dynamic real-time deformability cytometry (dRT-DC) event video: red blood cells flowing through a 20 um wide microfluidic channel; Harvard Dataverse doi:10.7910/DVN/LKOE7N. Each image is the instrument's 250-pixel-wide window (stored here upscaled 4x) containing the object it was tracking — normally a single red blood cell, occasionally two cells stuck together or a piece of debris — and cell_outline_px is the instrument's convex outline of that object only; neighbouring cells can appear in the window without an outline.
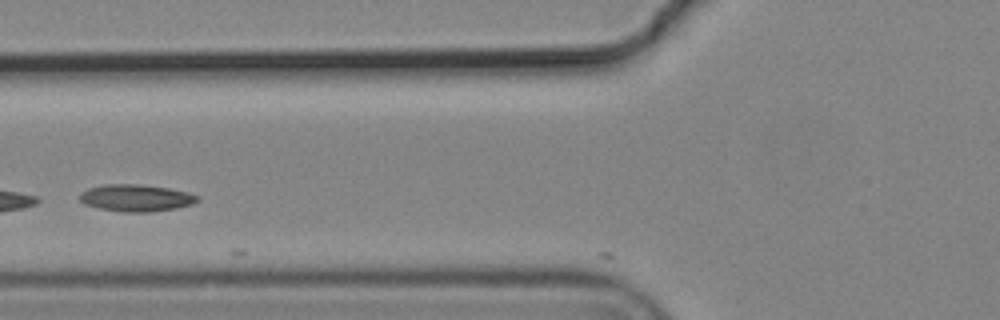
{"species": "common noctule bat (a hibernating species)", "species_latin": "Nyctalus noctula", "temperature_condition": "cold", "stored_images_in_passage": 4, "camera_frame_rate_fps": 3000, "um_per_image_px": 0.085, "animal": {"sex": "male", "body_mass_g": 19.2, "forearm_length_mm": 51.8}, "frame": {"image": 1, "passage_image": 4, "time_ms": 1.0, "image_size_px": [1000, 320], "cell_outline_px": [[200, 200], [192, 204], [176, 208], [148, 212], [124, 212], [100, 208], [84, 204], [80, 200], [80, 192], [88, 188], [104, 184], [140, 184], [168, 188], [188, 192], [200, 196]], "centroid_in_image_um": [11.58, 16.81], "position_along_channel_um": 114.2, "area_um2": 18.55}}